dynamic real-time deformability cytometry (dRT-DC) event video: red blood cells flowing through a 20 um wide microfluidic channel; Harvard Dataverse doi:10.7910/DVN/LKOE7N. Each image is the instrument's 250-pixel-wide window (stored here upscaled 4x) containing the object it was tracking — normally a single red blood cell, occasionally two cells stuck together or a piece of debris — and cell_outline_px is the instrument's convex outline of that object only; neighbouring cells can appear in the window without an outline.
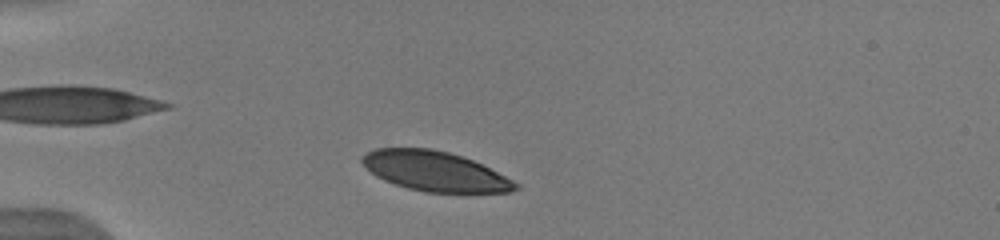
{"species": "human", "species_latin": "Homo sapiens", "temperature_condition": "warm", "stored_images_in_passage": 41, "camera_frame_rate_fps": 3000, "um_per_image_px": 0.085, "donor": {"sex": "male"}, "frame": {"image": 1, "passage_image": 4, "time_ms": 1.0, "image_size_px": [1000, 240], "cell_outline_px": [[520, 188], [512, 192], [428, 192], [408, 188], [384, 180], [376, 176], [360, 160], [360, 156], [376, 148], [432, 148], [448, 152], [472, 160], [520, 184]], "centroid_in_image_um": [36.96, 14.55], "position_along_channel_um": 48.0, "area_um2": 35.08}}
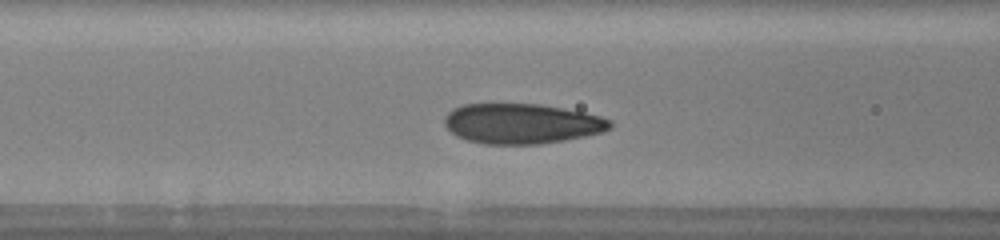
{"frame": {"image": 2, "passage_image": 12, "time_ms": 3.667, "image_size_px": [1000, 240], "cell_outline_px": [[612, 128], [600, 132], [584, 136], [564, 140], [540, 144], [484, 144], [468, 140], [456, 136], [444, 124], [444, 116], [452, 108], [464, 104], [540, 104], [584, 112], [600, 116], [612, 120]], "centroid_in_image_um": [44.33, 10.5], "position_along_channel_um": 122.3, "area_um2": 38.73}}
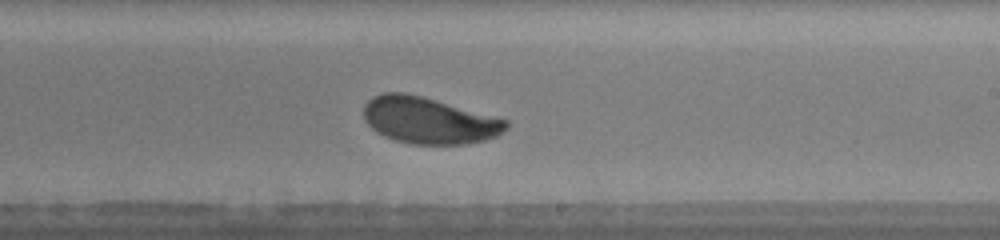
{"frame": {"image": 3, "passage_image": 22, "time_ms": 7.0, "image_size_px": [1000, 240], "cell_outline_px": [[508, 128], [496, 136], [484, 140], [464, 144], [412, 144], [396, 140], [384, 136], [376, 132], [364, 120], [364, 104], [372, 96], [384, 92], [404, 92], [420, 96], [508, 120]], "centroid_in_image_um": [36.42, 10.24], "position_along_channel_um": 252.6, "area_um2": 38.32}, "authors_computed_cell_mechanics": {"area_um2": 38.726, "velocity_mm_per_s": 3.913, "shape_relaxation_time_tau1_ms": 3.3687, "shape_relaxation_time_tau2_ms": null, "deformation_change_tau1": 0.141, "deformation_change_tau2": null}}